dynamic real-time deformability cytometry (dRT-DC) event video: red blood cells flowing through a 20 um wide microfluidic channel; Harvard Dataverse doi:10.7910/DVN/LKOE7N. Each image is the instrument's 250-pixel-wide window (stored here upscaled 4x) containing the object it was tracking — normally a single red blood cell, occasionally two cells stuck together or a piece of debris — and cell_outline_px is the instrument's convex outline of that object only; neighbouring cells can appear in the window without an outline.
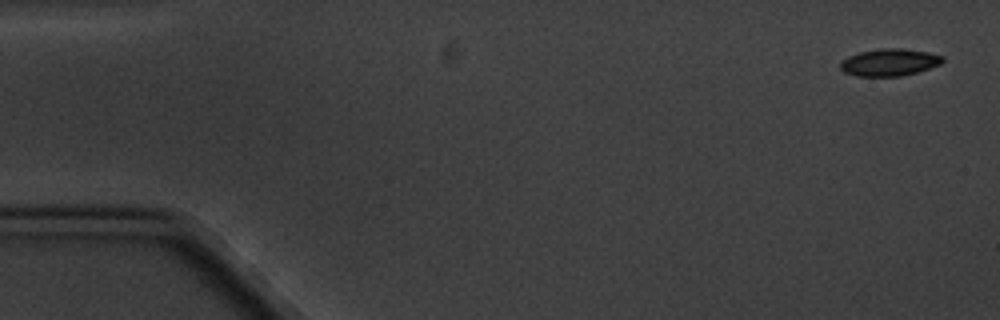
{"species": "common noctule bat (a hibernating species)", "species_latin": "Nyctalus noctula", "temperature_condition": "cold", "stored_images_in_passage": 4, "camera_frame_rate_fps": 3000, "um_per_image_px": 0.085, "animal": {"sex": "male", "body_mass_g": 20.1, "forearm_length_mm": 53.5}, "frame": {"image": 1, "passage_image": 1, "time_ms": 0.0, "image_size_px": [1000, 320], "cell_outline_px": [[944, 60], [940, 64], [916, 72], [900, 76], [856, 76], [844, 72], [840, 68], [840, 60], [848, 56], [860, 52], [880, 48], [904, 48], [928, 52], [944, 56]], "centroid_in_image_um": [75.58, 5.29], "position_along_channel_um": 9.4, "area_um2": 16.24}}